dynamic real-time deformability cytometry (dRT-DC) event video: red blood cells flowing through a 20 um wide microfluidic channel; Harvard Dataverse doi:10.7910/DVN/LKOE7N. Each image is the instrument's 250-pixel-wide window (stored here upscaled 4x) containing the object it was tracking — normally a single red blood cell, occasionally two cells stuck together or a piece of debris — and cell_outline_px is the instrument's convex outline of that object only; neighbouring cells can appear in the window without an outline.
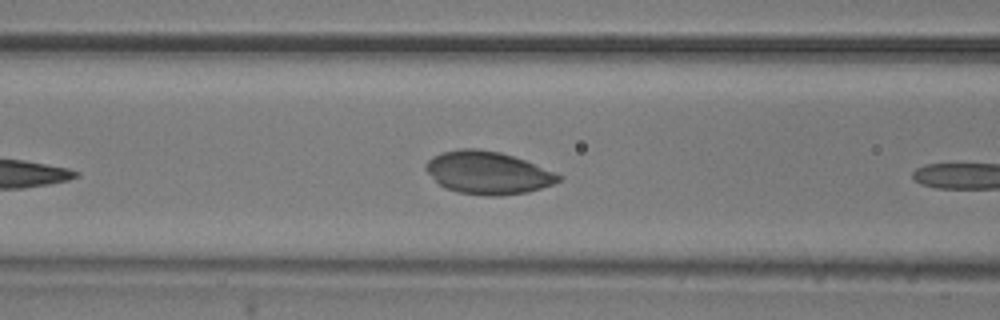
{"species": "common noctule bat (a hibernating species)", "species_latin": "Nyctalus noctula", "temperature_condition": "room temperature", "stored_images_in_passage": 5, "camera_frame_rate_fps": 3000, "um_per_image_px": 0.085, "animal": {"sex": "male", "body_mass_g": 20.5, "forearm_length_mm": 52.5}, "frame": {"image": 1, "passage_image": 4, "time_ms": 1.0, "image_size_px": [1000, 320], "cell_outline_px": [[564, 176], [560, 180], [552, 184], [528, 192], [496, 196], [484, 196], [456, 192], [444, 188], [424, 168], [424, 164], [432, 156], [444, 152], [460, 148], [476, 148], [500, 152], [524, 160]], "centroid_in_image_um": [41.44, 14.69], "position_along_channel_um": 125.2, "area_um2": 32.89}}